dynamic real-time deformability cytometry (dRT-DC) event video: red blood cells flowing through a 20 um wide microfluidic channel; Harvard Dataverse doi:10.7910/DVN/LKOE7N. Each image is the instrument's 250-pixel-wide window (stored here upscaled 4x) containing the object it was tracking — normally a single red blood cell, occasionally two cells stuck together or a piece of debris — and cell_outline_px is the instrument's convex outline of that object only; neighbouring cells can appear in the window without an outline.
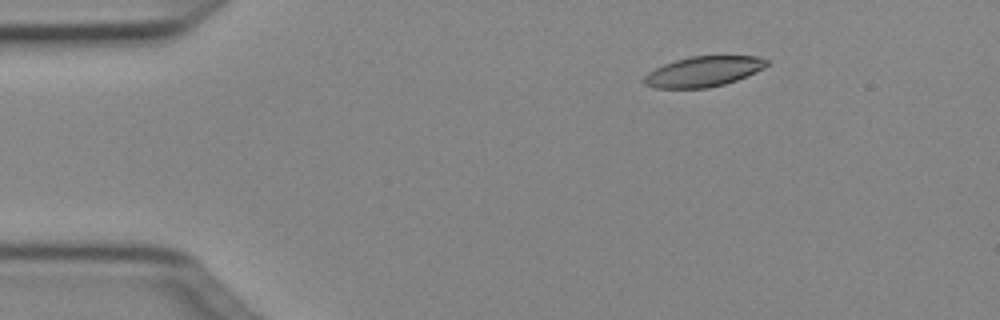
{"species": "Egyptian fruit bat (a non-hibernating species)", "species_latin": "Rousettus aegyptiacus", "temperature_condition": "cold", "stored_images_in_passage": 4, "camera_frame_rate_fps": 3000, "um_per_image_px": 0.085, "animal": {"sex": "female"}, "frame": {"image": 1, "passage_image": 2, "time_ms": 0.333, "image_size_px": [1000, 320], "cell_outline_px": [[768, 64], [764, 68], [756, 72], [736, 80], [724, 84], [708, 88], [656, 88], [644, 84], [640, 80], [648, 72], [664, 64], [676, 60], [692, 56], [756, 56], [768, 60]], "centroid_in_image_um": [59.77, 6.08], "position_along_channel_um": 25.2, "area_um2": 21.62}}
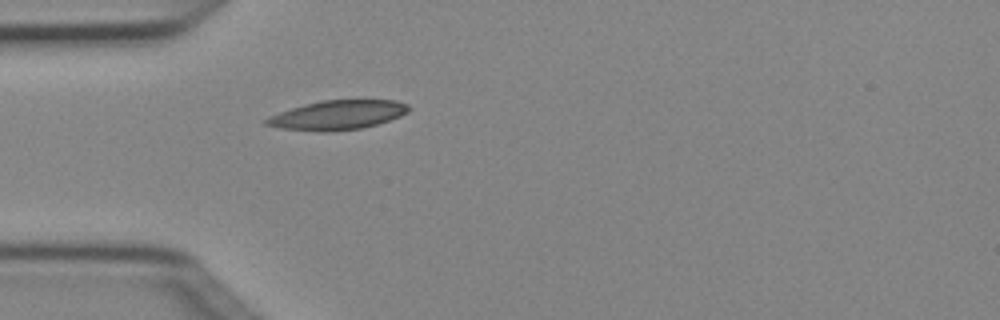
{"frame": {"image": 2, "passage_image": 4, "time_ms": 1.0, "image_size_px": [1000, 320], "cell_outline_px": [[412, 108], [408, 112], [400, 116], [376, 124], [360, 128], [332, 132], [316, 132], [280, 128], [264, 124], [264, 120], [268, 116], [304, 104], [324, 100], [396, 100], [408, 104]], "centroid_in_image_um": [28.69, 9.78], "position_along_channel_um": 56.3, "area_um2": 24.39}}